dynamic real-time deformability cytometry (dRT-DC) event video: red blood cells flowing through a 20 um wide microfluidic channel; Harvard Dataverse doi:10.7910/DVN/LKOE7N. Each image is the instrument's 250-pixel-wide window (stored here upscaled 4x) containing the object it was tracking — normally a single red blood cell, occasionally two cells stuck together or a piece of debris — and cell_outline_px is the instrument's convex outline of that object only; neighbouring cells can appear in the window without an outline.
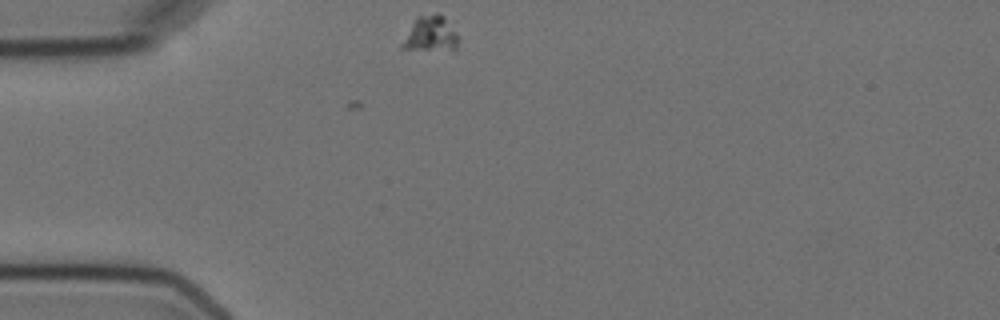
{"species": "Egyptian fruit bat (a non-hibernating species)", "species_latin": "Rousettus aegyptiacus", "temperature_condition": "cold", "stored_images_in_passage": 5, "camera_frame_rate_fps": 3000, "um_per_image_px": 0.085, "animal": {"sex": "female"}, "frame": {"image": 1, "passage_image": 1, "time_ms": 0.0, "image_size_px": [1000, 320], "cell_outline_px": [[460, 40], [456, 48], [400, 48], [400, 44], [416, 16], [436, 12], [440, 12], [456, 20]], "centroid_in_image_um": [36.72, 2.76], "position_along_channel_um": 48.3, "area_um2": 12.14}}
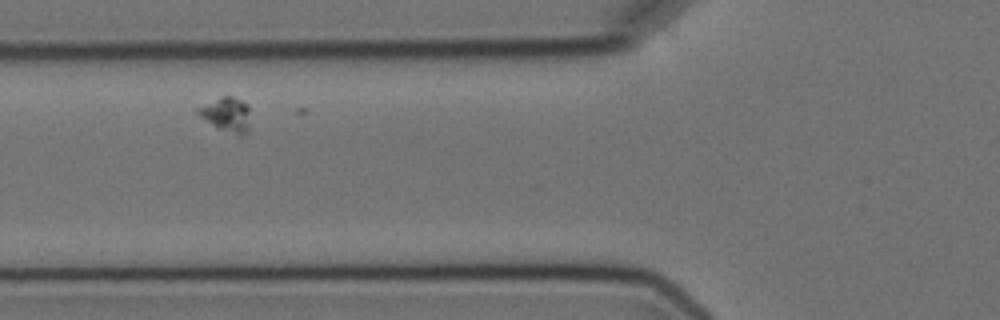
{"frame": {"image": 2, "passage_image": 3, "time_ms": 2.333, "image_size_px": [1000, 320], "cell_outline_px": [[248, 132], [240, 136], [216, 128], [200, 116], [196, 112], [196, 108], [220, 96], [232, 96], [248, 104]], "centroid_in_image_um": [19.23, 9.73], "position_along_channel_um": 106.6, "area_um2": 10.46}}